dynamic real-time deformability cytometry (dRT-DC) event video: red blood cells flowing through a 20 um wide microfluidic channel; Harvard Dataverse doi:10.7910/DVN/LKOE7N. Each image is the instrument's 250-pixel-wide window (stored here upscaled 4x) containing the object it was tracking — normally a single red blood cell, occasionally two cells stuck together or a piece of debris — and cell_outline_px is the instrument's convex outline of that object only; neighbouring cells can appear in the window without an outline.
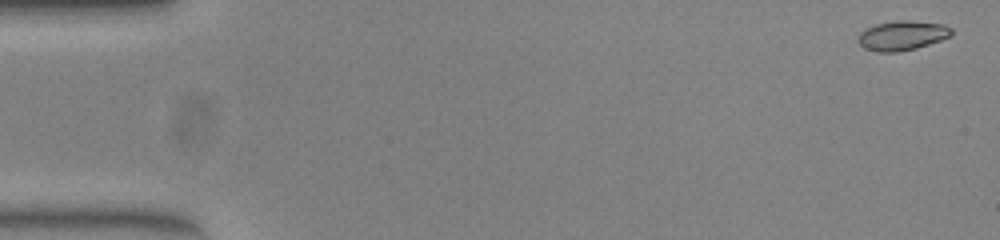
{"species": "common noctule bat (a hibernating species)", "species_latin": "Nyctalus noctula", "temperature_condition": "warm", "stored_images_in_passage": 12, "camera_frame_rate_fps": 3000, "um_per_image_px": 0.085, "animal": {"sex": "female", "body_mass_g": 23.0, "forearm_length_mm": 53.4}, "frame": {"image": 1, "passage_image": 1, "time_ms": 0.0, "image_size_px": [1000, 240], "cell_outline_px": [[952, 36], [916, 48], [896, 52], [876, 52], [864, 48], [856, 40], [860, 32], [876, 24], [896, 20], [908, 20], [944, 24], [952, 28]], "centroid_in_image_um": [76.68, 3.02], "position_along_channel_um": 8.3, "area_um2": 16.13}}